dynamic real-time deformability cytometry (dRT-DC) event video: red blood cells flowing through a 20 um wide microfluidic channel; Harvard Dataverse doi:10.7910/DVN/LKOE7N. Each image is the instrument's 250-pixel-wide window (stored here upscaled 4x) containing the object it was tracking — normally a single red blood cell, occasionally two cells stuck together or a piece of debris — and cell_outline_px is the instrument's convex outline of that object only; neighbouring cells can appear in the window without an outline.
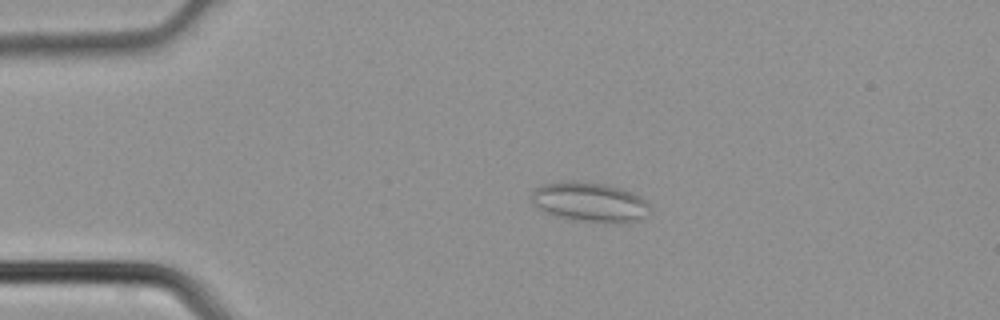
{"species": "common noctule bat (a hibernating species)", "species_latin": "Nyctalus noctula", "temperature_condition": "cold", "stored_images_in_passage": 4, "camera_frame_rate_fps": 3000, "um_per_image_px": 0.085, "animal": {"sex": "male", "body_mass_g": 21.5, "forearm_length_mm": 52.0}, "frame": {"image": 1, "passage_image": 3, "time_ms": 0.667, "image_size_px": [1000, 320], "cell_outline_px": [[652, 208], [648, 216], [636, 220], [584, 220], [560, 216], [544, 212], [528, 196], [536, 188], [544, 184], [572, 180], [604, 184], [620, 188], [632, 192], [640, 196]], "centroid_in_image_um": [50.13, 17.12], "position_along_channel_um": 34.9, "area_um2": 26.36}}